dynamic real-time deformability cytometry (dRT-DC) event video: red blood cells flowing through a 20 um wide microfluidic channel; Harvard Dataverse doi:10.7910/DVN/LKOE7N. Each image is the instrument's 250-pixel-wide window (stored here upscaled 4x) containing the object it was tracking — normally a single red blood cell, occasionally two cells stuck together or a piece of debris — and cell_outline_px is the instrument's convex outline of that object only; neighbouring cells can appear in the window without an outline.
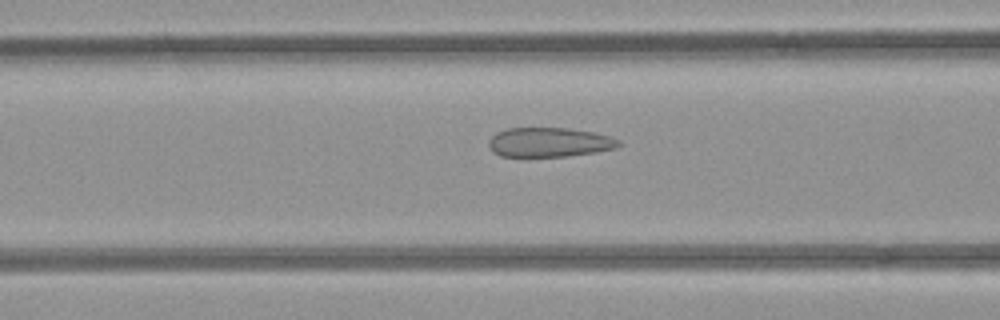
{"species": "common noctule bat (a hibernating species)", "species_latin": "Nyctalus noctula", "temperature_condition": "room temperature", "stored_images_in_passage": 43, "camera_frame_rate_fps": 3000, "um_per_image_px": 0.085, "animal": {"sex": "female", "body_mass_g": 21.9}, "frame": {"image": 1, "passage_image": 12, "time_ms": 3.667, "image_size_px": [1000, 320], "cell_outline_px": [[624, 144], [616, 148], [596, 152], [568, 156], [500, 156], [492, 152], [488, 148], [488, 140], [496, 132], [508, 128], [568, 128], [592, 132], [612, 136], [620, 140]], "centroid_in_image_um": [46.7, 12.09], "position_along_channel_um": 119.9, "area_um2": 22.54}}
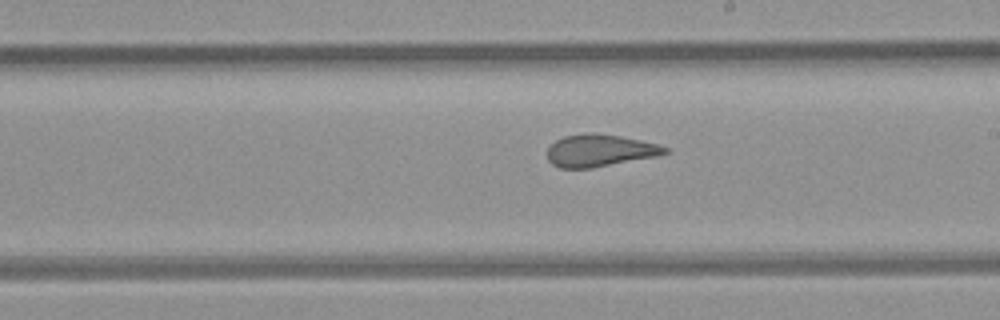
{"frame": {"image": 2, "passage_image": 21, "time_ms": 6.667, "image_size_px": [1000, 320], "cell_outline_px": [[668, 152], [656, 156], [592, 168], [560, 168], [552, 164], [548, 160], [548, 148], [556, 140], [564, 136], [588, 132], [592, 132], [620, 136], [640, 140], [656, 144], [668, 148]], "centroid_in_image_um": [50.95, 12.79], "position_along_channel_um": 238.1, "area_um2": 21.91}}
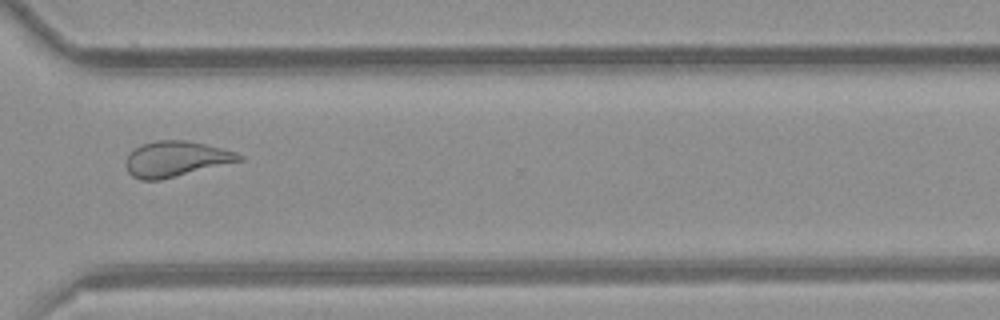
{"frame": {"image": 3, "passage_image": 30, "time_ms": 9.667, "image_size_px": [1000, 320], "cell_outline_px": [[244, 160], [160, 180], [140, 180], [132, 176], [128, 172], [124, 164], [124, 160], [128, 152], [132, 148], [140, 144], [156, 140], [184, 140], [204, 144], [236, 152], [244, 156]], "centroid_in_image_um": [14.88, 13.51], "position_along_channel_um": 355.7, "area_um2": 23.7}, "authors_computed_cell_mechanics": {"area_um2": 23.8714, "velocity_mm_per_s": 3.9323, "shape_relaxation_time_tau1_ms": null, "shape_relaxation_time_tau2_ms": 1.2339, "deformation_change_tau1": null, "deformation_change_tau2": 0.0738}}